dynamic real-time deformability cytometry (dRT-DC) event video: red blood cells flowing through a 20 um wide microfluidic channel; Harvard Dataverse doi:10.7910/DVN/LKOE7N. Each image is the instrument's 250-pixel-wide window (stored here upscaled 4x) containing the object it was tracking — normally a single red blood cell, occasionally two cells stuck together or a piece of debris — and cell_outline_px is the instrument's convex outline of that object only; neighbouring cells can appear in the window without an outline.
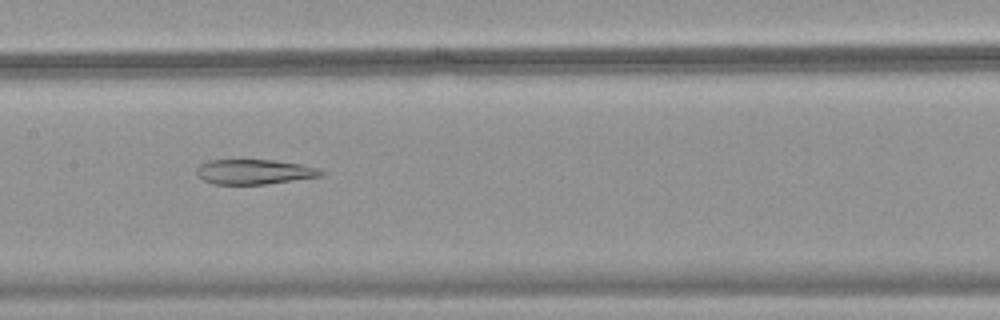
{"species": "common noctule bat (a hibernating species)", "species_latin": "Nyctalus noctula", "temperature_condition": "warm", "stored_images_in_passage": 40, "camera_frame_rate_fps": 3000, "um_per_image_px": 0.085, "animal": {"sex": "female", "body_mass_g": 18.4}, "frame": {"image": 1, "passage_image": 15, "time_ms": 4.667, "image_size_px": [1000, 320], "cell_outline_px": [[324, 176], [264, 184], [212, 184], [204, 180], [196, 172], [196, 168], [200, 164], [208, 160], [272, 160], [300, 164], [320, 168], [324, 172]], "centroid_in_image_um": [21.63, 14.6], "position_along_channel_um": 185.8, "area_um2": 18.03}}
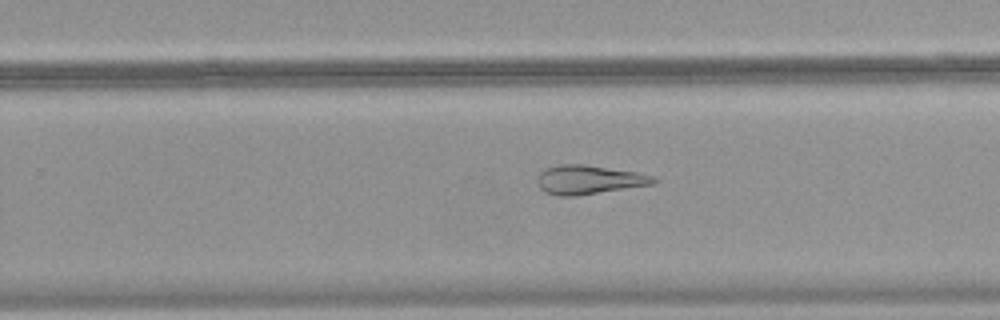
{"frame": {"image": 2, "passage_image": 22, "time_ms": 7.0, "image_size_px": [1000, 320], "cell_outline_px": [[660, 180], [656, 184], [576, 196], [560, 196], [544, 192], [536, 184], [536, 176], [540, 172], [548, 168], [560, 164], [584, 164], [636, 172], [652, 176]], "centroid_in_image_um": [50.05, 15.28], "position_along_channel_um": 279.8, "area_um2": 19.83}}
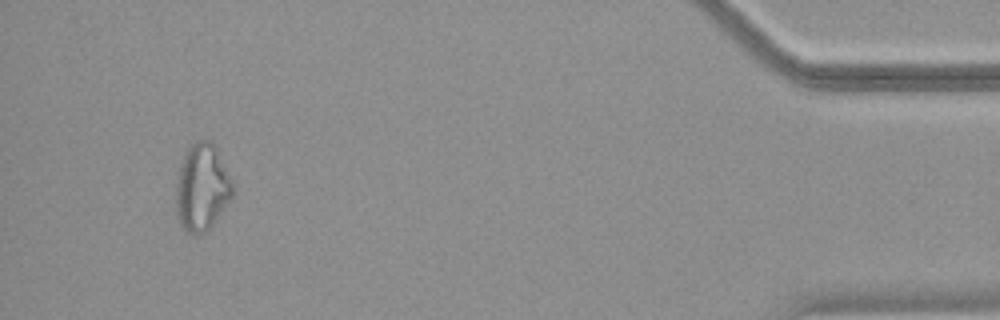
{"frame": {"image": 3, "passage_image": 37, "time_ms": 12.0, "image_size_px": [1000, 320], "cell_outline_px": [[236, 188], [232, 196], [212, 224], [204, 232], [196, 236], [188, 232], [180, 224], [176, 216], [176, 184], [180, 164], [184, 152], [196, 140], [212, 140]], "centroid_in_image_um": [17.16, 15.91], "position_along_channel_um": 418.0, "area_um2": 28.78}}